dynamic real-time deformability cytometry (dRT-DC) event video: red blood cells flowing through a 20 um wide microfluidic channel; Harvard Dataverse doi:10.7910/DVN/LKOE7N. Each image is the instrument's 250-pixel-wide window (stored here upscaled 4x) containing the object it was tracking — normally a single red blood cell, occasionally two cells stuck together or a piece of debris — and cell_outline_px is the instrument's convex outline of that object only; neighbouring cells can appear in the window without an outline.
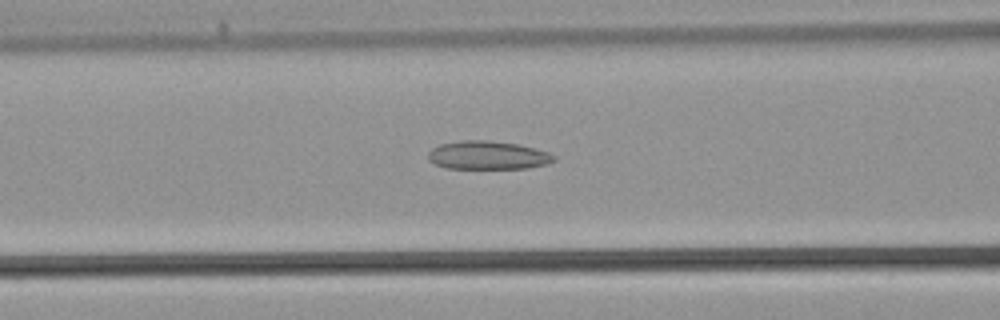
{"species": "common noctule bat (a hibernating species)", "species_latin": "Nyctalus noctula", "temperature_condition": "warm", "stored_images_in_passage": 38, "camera_frame_rate_fps": 3000, "um_per_image_px": 0.085, "animal": {"sex": "male", "body_mass_g": 21.5, "forearm_length_mm": 52.0}, "frame": {"image": 1, "passage_image": 14, "time_ms": 4.333, "image_size_px": [1000, 320], "cell_outline_px": [[556, 160], [548, 164], [524, 168], [448, 168], [436, 164], [428, 160], [428, 152], [432, 148], [440, 144], [460, 140], [484, 140], [516, 144], [548, 152], [556, 156]], "centroid_in_image_um": [41.45, 13.19], "position_along_channel_um": 125.2, "area_um2": 20.63}}
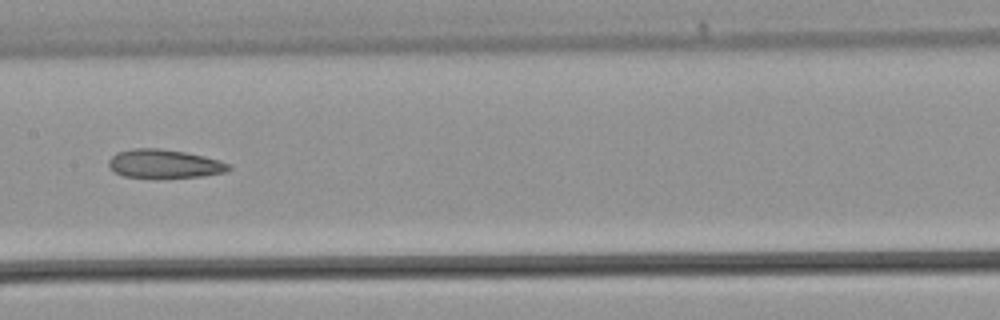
{"frame": {"image": 2, "passage_image": 18, "time_ms": 5.667, "image_size_px": [1000, 320], "cell_outline_px": [[232, 168], [224, 172], [204, 176], [124, 176], [116, 172], [108, 164], [108, 160], [116, 152], [136, 148], [160, 148], [184, 152], [204, 156], [228, 164]], "centroid_in_image_um": [13.95, 13.89], "position_along_channel_um": 193.5, "area_um2": 19.31}}
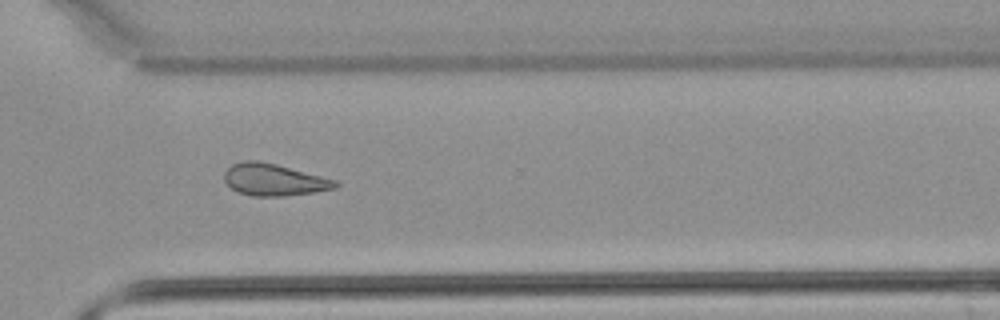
{"frame": {"image": 3, "passage_image": 27, "time_ms": 8.667, "image_size_px": [1000, 320], "cell_outline_px": [[340, 184], [336, 188], [316, 192], [284, 196], [252, 196], [240, 192], [232, 188], [224, 180], [224, 172], [232, 164], [244, 160], [256, 160], [276, 164], [336, 180]], "centroid_in_image_um": [23.29, 15.28], "position_along_channel_um": 347.3, "area_um2": 20.58}}